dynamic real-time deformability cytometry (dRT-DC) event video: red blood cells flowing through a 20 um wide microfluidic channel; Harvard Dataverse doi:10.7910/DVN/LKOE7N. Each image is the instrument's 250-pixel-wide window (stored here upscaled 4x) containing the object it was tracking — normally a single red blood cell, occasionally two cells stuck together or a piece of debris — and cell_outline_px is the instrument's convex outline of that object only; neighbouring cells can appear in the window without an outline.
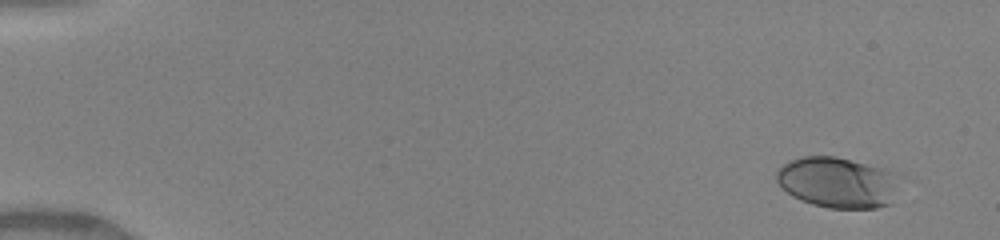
{"species": "human", "species_latin": "Homo sapiens", "temperature_condition": "warm", "stored_images_in_passage": 25, "camera_frame_rate_fps": 3000, "um_per_image_px": 0.085, "donor": {"sex": "female"}, "frame": {"image": 1, "passage_image": 2, "time_ms": 0.667, "image_size_px": [1000, 240], "cell_outline_px": [[892, 204], [876, 208], [828, 208], [812, 204], [800, 200], [792, 196], [776, 180], [776, 172], [784, 164], [800, 156], [836, 156], [884, 168], [892, 172]], "centroid_in_image_um": [71.11, 15.5], "position_along_channel_um": 13.9, "area_um2": 35.66}}
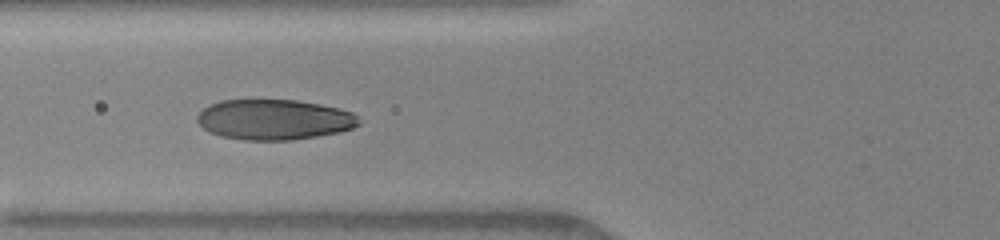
{"frame": {"image": 2, "passage_image": 12, "time_ms": 6.333, "image_size_px": [1000, 240], "cell_outline_px": [[360, 124], [352, 128], [340, 132], [292, 140], [244, 140], [220, 136], [208, 132], [196, 120], [196, 116], [204, 108], [220, 100], [252, 96], [296, 100], [320, 104], [340, 108], [352, 112], [360, 120]], "centroid_in_image_um": [23.26, 10.12], "position_along_channel_um": 102.5, "area_um2": 39.19}}
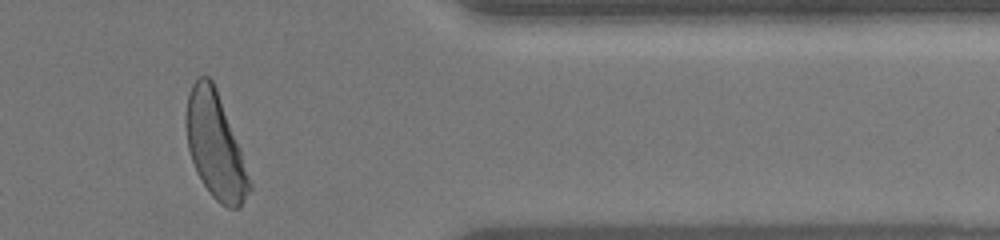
{"frame": {"image": 3, "passage_image": 24, "time_ms": 13.667, "image_size_px": [1000, 240], "cell_outline_px": [[252, 188], [240, 208], [228, 208], [220, 204], [212, 196], [196, 172], [188, 148], [188, 96], [192, 84], [200, 76], [208, 76], [212, 80], [216, 88], [240, 148], [252, 184]], "centroid_in_image_um": [18.34, 12.44], "position_along_channel_um": 393.1, "area_um2": 38.03}, "authors_computed_cell_mechanics": {"area_um2": 38.0324, "velocity_mm_per_s": 4.1508, "shape_relaxation_time_tau1_ms": 2.1471, "shape_relaxation_time_tau2_ms": null, "deformation_change_tau1": 0.1444, "deformation_change_tau2": null}}